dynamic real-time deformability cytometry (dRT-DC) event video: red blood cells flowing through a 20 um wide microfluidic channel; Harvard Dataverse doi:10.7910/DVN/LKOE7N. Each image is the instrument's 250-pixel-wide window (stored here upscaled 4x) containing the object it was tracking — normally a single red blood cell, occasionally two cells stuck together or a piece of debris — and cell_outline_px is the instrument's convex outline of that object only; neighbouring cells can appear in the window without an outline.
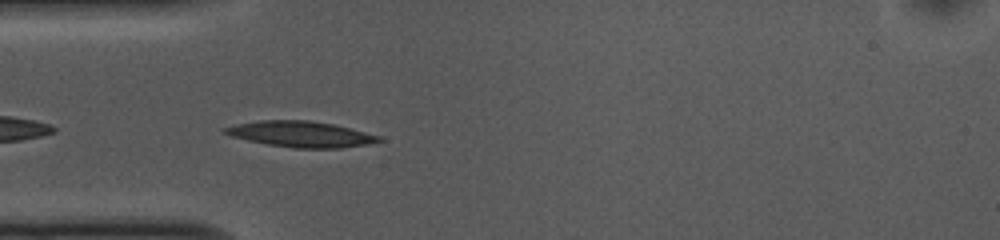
{"species": "common noctule bat (a hibernating species)", "species_latin": "Nyctalus noctula", "temperature_condition": "cold", "stored_images_in_passage": 40, "camera_frame_rate_fps": 3000, "um_per_image_px": 0.085, "animal": {"sex": "female", "body_mass_g": 10.0, "forearm_length_mm": 53.1}, "frame": {"image": 1, "passage_image": 2, "time_ms": 0.333, "image_size_px": [1000, 240], "cell_outline_px": [[384, 140], [368, 144], [340, 148], [292, 148], [268, 144], [248, 140], [232, 136], [224, 132], [220, 128], [236, 124], [260, 120], [308, 120], [332, 124], [380, 136]], "centroid_in_image_um": [25.54, 11.4], "position_along_channel_um": 59.5, "area_um2": 23.0}}
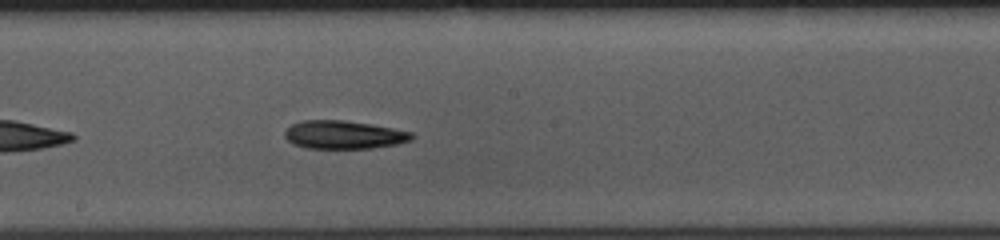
{"frame": {"image": 2, "passage_image": 15, "time_ms": 4.667, "image_size_px": [1000, 240], "cell_outline_px": [[416, 136], [412, 140], [396, 144], [372, 148], [308, 148], [292, 144], [284, 136], [284, 132], [292, 124], [304, 120], [344, 120], [392, 128], [412, 132]], "centroid_in_image_um": [29.23, 11.46], "position_along_channel_um": 219.0, "area_um2": 20.81}}
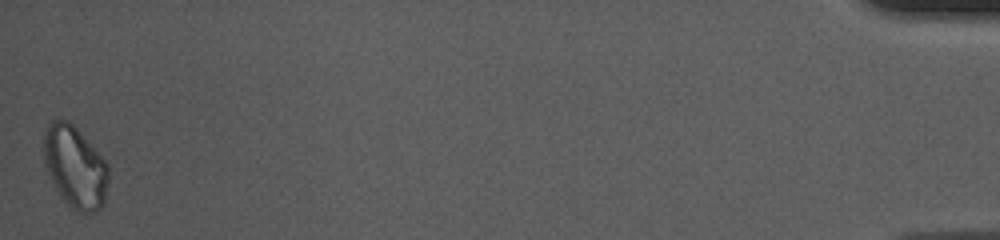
{"frame": {"image": 3, "passage_image": 40, "time_ms": 13.0, "image_size_px": [1000, 240], "cell_outline_px": [[108, 180], [104, 204], [100, 208], [92, 212], [80, 212], [72, 208], [64, 200], [52, 180], [44, 164], [44, 132], [48, 124], [52, 120], [68, 120], [76, 128], [108, 164]], "centroid_in_image_um": [6.38, 14.18], "position_along_channel_um": 428.8, "area_um2": 30.35}}